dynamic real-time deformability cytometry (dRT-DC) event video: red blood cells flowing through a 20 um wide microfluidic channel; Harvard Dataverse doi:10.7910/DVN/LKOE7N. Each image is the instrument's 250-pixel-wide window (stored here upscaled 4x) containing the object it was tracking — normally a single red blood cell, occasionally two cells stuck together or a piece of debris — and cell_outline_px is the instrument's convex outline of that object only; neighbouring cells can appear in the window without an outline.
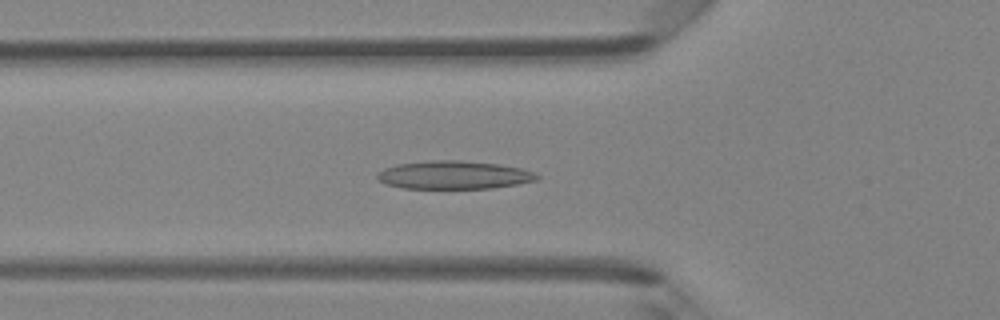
{"species": "Egyptian fruit bat (a non-hibernating species)", "species_latin": "Rousettus aegyptiacus", "temperature_condition": "room temperature", "stored_images_in_passage": 28, "camera_frame_rate_fps": 3000, "um_per_image_px": 0.085, "animal": {"sex": "female"}, "frame": {"image": 1, "passage_image": 16, "time_ms": 5.0, "image_size_px": [1000, 320], "cell_outline_px": [[540, 176], [536, 180], [516, 184], [492, 188], [404, 188], [388, 184], [376, 180], [376, 176], [384, 168], [396, 164], [432, 160], [460, 160], [500, 164], [520, 168], [536, 172]], "centroid_in_image_um": [38.59, 14.86], "position_along_channel_um": 87.2, "area_um2": 26.18}}
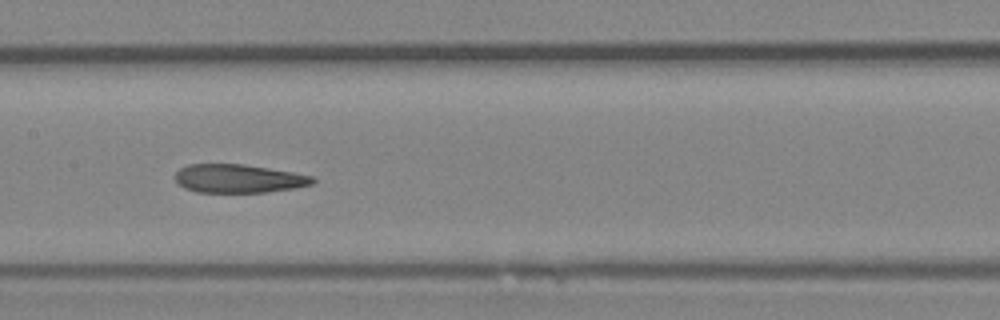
{"frame": {"image": 2, "passage_image": 23, "time_ms": 7.333, "image_size_px": [1000, 320], "cell_outline_px": [[316, 180], [312, 184], [296, 188], [264, 192], [196, 192], [184, 188], [176, 180], [176, 172], [180, 168], [188, 164], [244, 164], [292, 172], [312, 176]], "centroid_in_image_um": [20.27, 15.18], "position_along_channel_um": 187.1, "area_um2": 22.72}}
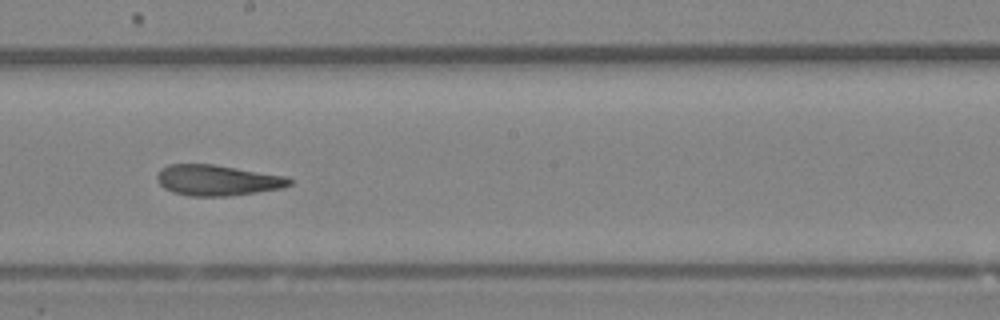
{"frame": {"image": 3, "passage_image": 26, "time_ms": 8.333, "image_size_px": [1000, 320], "cell_outline_px": [[292, 184], [284, 188], [228, 196], [188, 196], [172, 192], [164, 188], [156, 180], [156, 176], [160, 168], [168, 164], [212, 164], [284, 176], [292, 180]], "centroid_in_image_um": [18.43, 15.32], "position_along_channel_um": 229.8, "area_um2": 23.7}}